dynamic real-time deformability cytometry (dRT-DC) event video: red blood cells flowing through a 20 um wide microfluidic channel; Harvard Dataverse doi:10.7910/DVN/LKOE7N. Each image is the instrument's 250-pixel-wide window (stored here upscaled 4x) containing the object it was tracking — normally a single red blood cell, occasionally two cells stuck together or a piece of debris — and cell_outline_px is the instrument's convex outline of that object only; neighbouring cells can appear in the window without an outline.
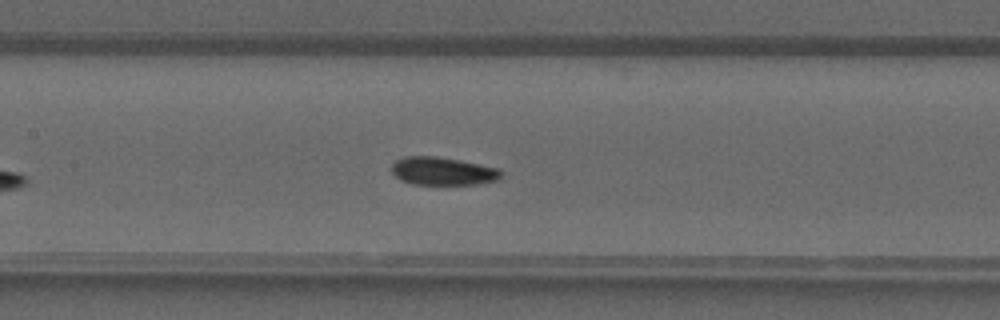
{"species": "common noctule bat (a hibernating species)", "species_latin": "Nyctalus noctula", "temperature_condition": "warm", "stored_images_in_passage": 25, "camera_frame_rate_fps": 3000, "um_per_image_px": 0.085, "animal": {"sex": "male", "forearm_length_mm": 52.5}, "frame": {"image": 1, "passage_image": 12, "time_ms": 3.667, "image_size_px": [1000, 320], "cell_outline_px": [[504, 172], [500, 180], [476, 184], [412, 184], [400, 180], [392, 172], [392, 164], [396, 160], [404, 156], [436, 156], [460, 160], [496, 168]], "centroid_in_image_um": [37.64, 14.55], "position_along_channel_um": 169.8, "area_um2": 17.92}}
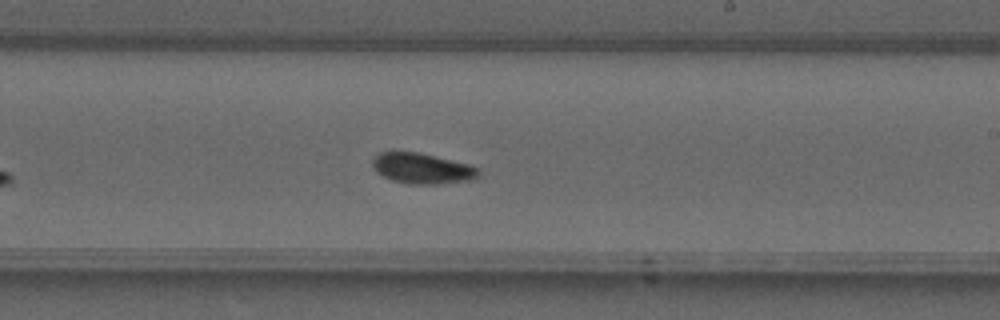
{"frame": {"image": 2, "passage_image": 17, "time_ms": 5.333, "image_size_px": [1000, 320], "cell_outline_px": [[480, 176], [472, 180], [436, 184], [408, 184], [392, 180], [376, 172], [372, 164], [372, 160], [380, 152], [392, 148], [420, 152], [472, 164], [480, 168]], "centroid_in_image_um": [35.89, 14.27], "position_along_channel_um": 253.1, "area_um2": 19.77}}
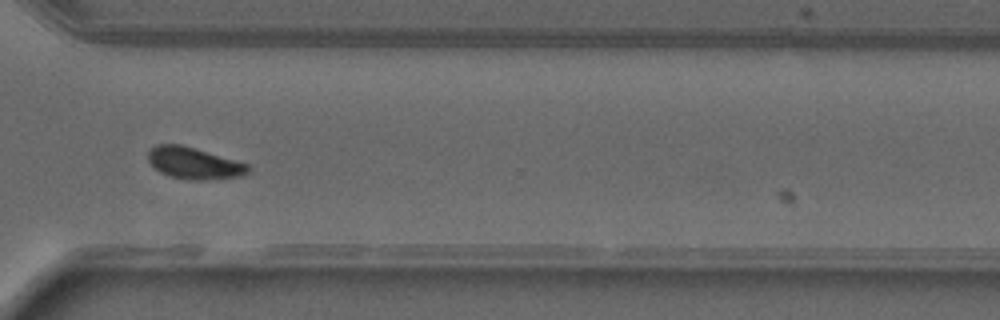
{"frame": {"image": 3, "passage_image": 23, "time_ms": 7.333, "image_size_px": [1000, 320], "cell_outline_px": [[248, 172], [244, 176], [204, 180], [188, 180], [168, 176], [160, 172], [148, 160], [148, 152], [156, 144], [180, 144], [248, 164]], "centroid_in_image_um": [16.47, 13.88], "position_along_channel_um": 354.1, "area_um2": 18.26}}